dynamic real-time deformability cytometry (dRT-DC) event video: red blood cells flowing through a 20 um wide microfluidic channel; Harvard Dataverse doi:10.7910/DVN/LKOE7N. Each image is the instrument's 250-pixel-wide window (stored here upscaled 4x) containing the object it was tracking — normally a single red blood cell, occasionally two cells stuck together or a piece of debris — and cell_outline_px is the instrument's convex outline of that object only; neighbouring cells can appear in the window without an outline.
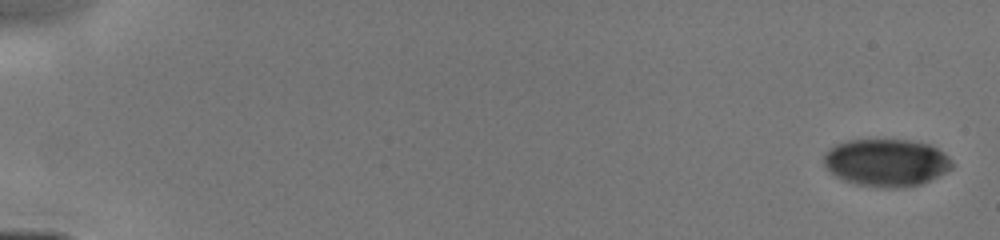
{"species": "human", "species_latin": "Homo sapiens", "temperature_condition": "cold", "stored_images_in_passage": 16, "camera_frame_rate_fps": 3000, "um_per_image_px": 0.085, "donor": {"sex": "male"}, "frame": {"image": 1, "passage_image": 1, "time_ms": 0.0, "image_size_px": [1000, 240], "cell_outline_px": [[952, 168], [920, 184], [904, 188], [880, 188], [856, 184], [844, 180], [836, 176], [824, 164], [824, 156], [836, 144], [848, 140], [908, 140], [928, 144], [944, 152], [952, 160]], "centroid_in_image_um": [75.35, 13.83], "position_along_channel_um": 9.6, "area_um2": 35.2}}
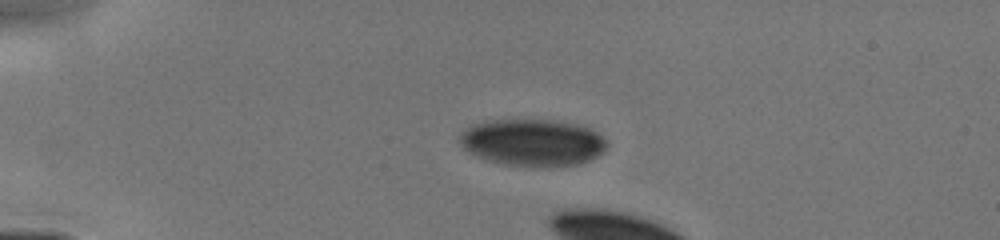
{"frame": {"image": 2, "passage_image": 13, "time_ms": 3.667, "image_size_px": [1000, 240], "cell_outline_px": [[608, 144], [596, 156], [588, 160], [576, 164], [544, 168], [504, 164], [488, 160], [476, 156], [464, 148], [460, 144], [460, 136], [468, 128], [476, 124], [492, 120], [556, 120], [576, 124], [588, 128], [596, 132]], "centroid_in_image_um": [45.27, 12.13], "position_along_channel_um": 39.7, "area_um2": 39.82}}